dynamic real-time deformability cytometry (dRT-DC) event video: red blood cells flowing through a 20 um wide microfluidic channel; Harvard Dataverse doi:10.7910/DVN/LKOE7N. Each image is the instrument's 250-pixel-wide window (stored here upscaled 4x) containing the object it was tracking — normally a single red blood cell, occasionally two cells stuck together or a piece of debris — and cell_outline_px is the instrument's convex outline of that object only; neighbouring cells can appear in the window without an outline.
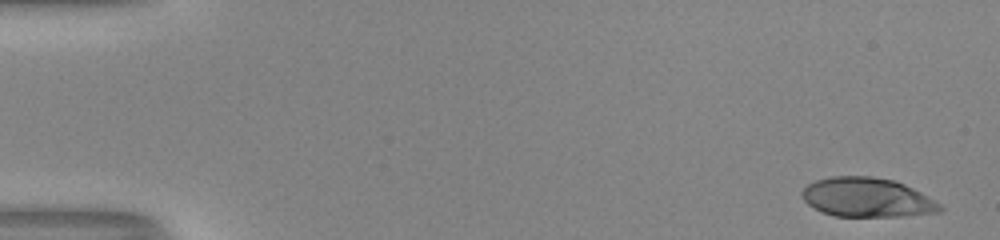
{"species": "human", "species_latin": "Homo sapiens", "temperature_condition": "room temperature", "stored_images_in_passage": 51, "camera_frame_rate_fps": 3000, "um_per_image_px": 0.085, "donor": {"sex": "male"}, "frame": {"image": 1, "passage_image": 1, "time_ms": 0.0, "image_size_px": [1000, 240], "cell_outline_px": [[944, 208], [940, 212], [900, 216], [836, 216], [820, 212], [808, 204], [804, 200], [800, 192], [808, 184], [816, 180], [832, 176], [872, 176], [892, 180], [904, 184], [920, 192], [940, 204]], "centroid_in_image_um": [73.67, 16.78], "position_along_channel_um": 11.3, "area_um2": 31.44}}
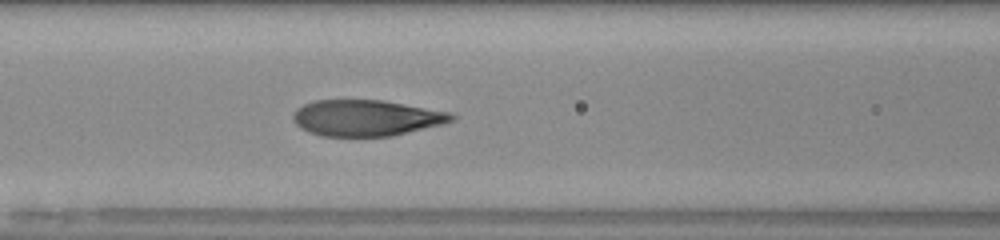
{"frame": {"image": 2, "passage_image": 22, "time_ms": 7.0, "image_size_px": [1000, 240], "cell_outline_px": [[456, 120], [444, 124], [392, 136], [324, 136], [308, 132], [300, 128], [292, 120], [292, 116], [296, 108], [304, 104], [316, 100], [384, 100], [452, 112], [456, 116]], "centroid_in_image_um": [31.16, 10.02], "position_along_channel_um": 135.4, "area_um2": 33.7}}
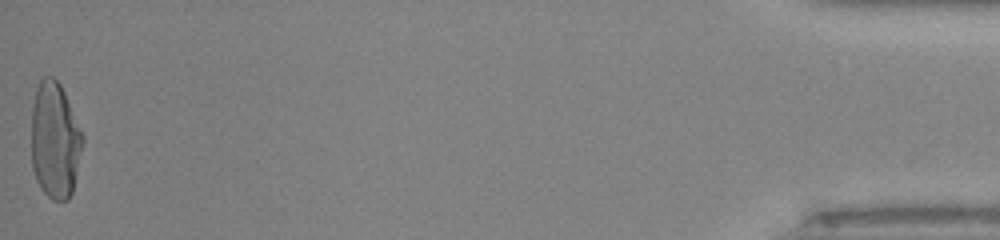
{"frame": {"image": 3, "passage_image": 51, "time_ms": 16.667, "image_size_px": [1000, 240], "cell_outline_px": [[84, 140], [72, 192], [68, 200], [52, 200], [40, 188], [36, 180], [32, 168], [32, 104], [36, 88], [40, 80], [44, 76], [52, 76], [60, 84], [64, 92], [84, 136]], "centroid_in_image_um": [4.66, 11.93], "position_along_channel_um": 430.5, "area_um2": 34.85}, "authors_computed_cell_mechanics": {"area_um2": 33.6974, "velocity_mm_per_s": 4.0542, "shape_relaxation_time_tau1_ms": 6.8895, "shape_relaxation_time_tau2_ms": null, "deformation_change_tau1": 0.2946, "deformation_change_tau2": null}}